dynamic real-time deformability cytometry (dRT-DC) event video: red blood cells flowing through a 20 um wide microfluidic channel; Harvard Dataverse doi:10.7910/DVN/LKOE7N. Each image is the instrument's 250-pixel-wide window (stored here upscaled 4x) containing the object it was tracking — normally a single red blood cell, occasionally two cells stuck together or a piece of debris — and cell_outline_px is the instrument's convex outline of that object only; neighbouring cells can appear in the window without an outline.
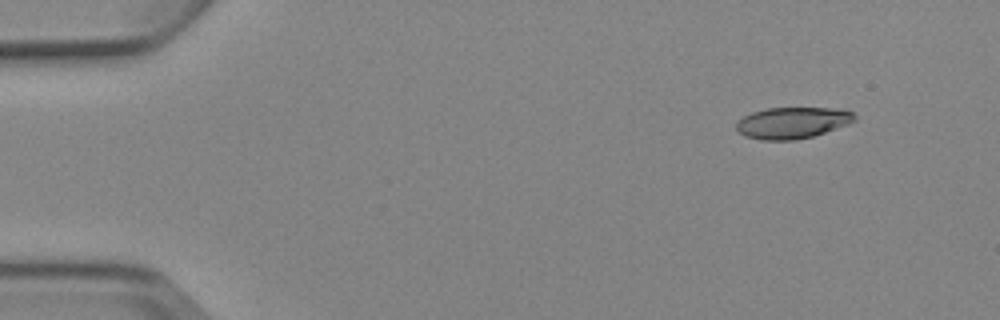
{"species": "Egyptian fruit bat (a non-hibernating species)", "species_latin": "Rousettus aegyptiacus", "temperature_condition": "cold", "stored_images_in_passage": 4, "segment_of_instrument_passage": [2, 2], "camera_frame_rate_fps": 3000, "um_per_image_px": 0.085, "animal": {"sex": "female"}, "frame": {"image": 1, "passage_image": 4, "time_ms": 4.333, "image_size_px": [1000, 320], "cell_outline_px": [[856, 120], [848, 124], [812, 136], [796, 140], [760, 140], [744, 136], [736, 132], [736, 120], [752, 112], [764, 108], [844, 108], [852, 112], [856, 116]], "centroid_in_image_um": [67.32, 10.43], "position_along_channel_um": 17.7, "area_um2": 21.91}}